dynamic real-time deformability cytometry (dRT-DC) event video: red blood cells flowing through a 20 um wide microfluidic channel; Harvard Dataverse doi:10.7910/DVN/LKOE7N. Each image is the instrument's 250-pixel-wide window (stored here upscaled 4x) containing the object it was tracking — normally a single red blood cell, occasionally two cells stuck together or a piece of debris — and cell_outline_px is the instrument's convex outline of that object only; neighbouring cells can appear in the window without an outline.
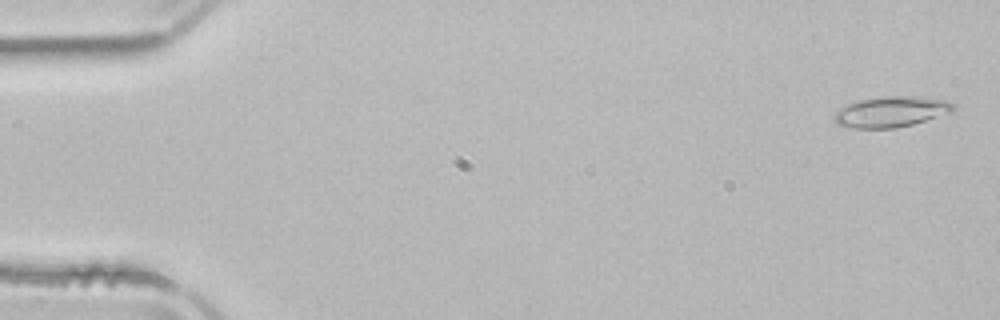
{"species": "common noctule bat (a hibernating species)", "species_latin": "Nyctalus noctula", "temperature_condition": "room temperature", "stored_images_in_passage": 52, "camera_frame_rate_fps": 3000, "um_per_image_px": 0.085, "animal": {"sex": "male", "body_mass_g": 21.5, "forearm_length_mm": 52.0}, "frame": {"image": 1, "passage_image": 2, "time_ms": 0.333, "image_size_px": [1000, 320], "cell_outline_px": [[956, 104], [952, 112], [912, 124], [896, 128], [852, 128], [836, 124], [832, 116], [840, 108], [848, 104], [860, 100], [884, 96], [920, 96], [948, 100]], "centroid_in_image_um": [75.76, 9.49], "position_along_channel_um": 9.2, "area_um2": 21.39}}
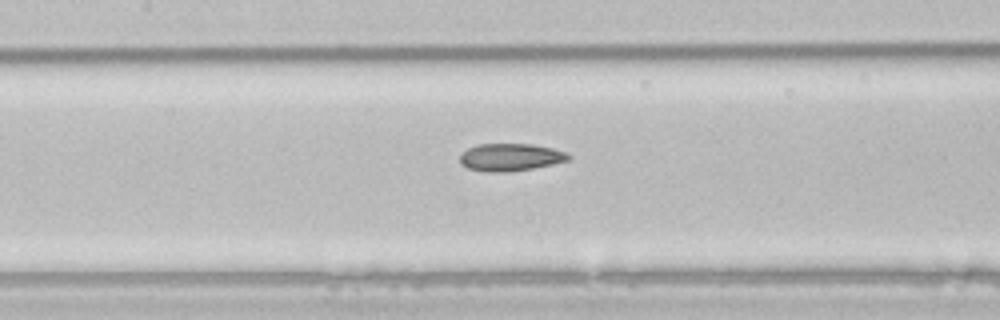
{"frame": {"image": 2, "passage_image": 24, "time_ms": 7.667, "image_size_px": [1000, 320], "cell_outline_px": [[572, 156], [568, 160], [552, 164], [532, 168], [508, 172], [484, 172], [468, 168], [460, 164], [460, 156], [468, 148], [476, 144], [532, 144], [552, 148], [568, 152]], "centroid_in_image_um": [43.39, 13.36], "position_along_channel_um": 164.0, "area_um2": 17.46}}
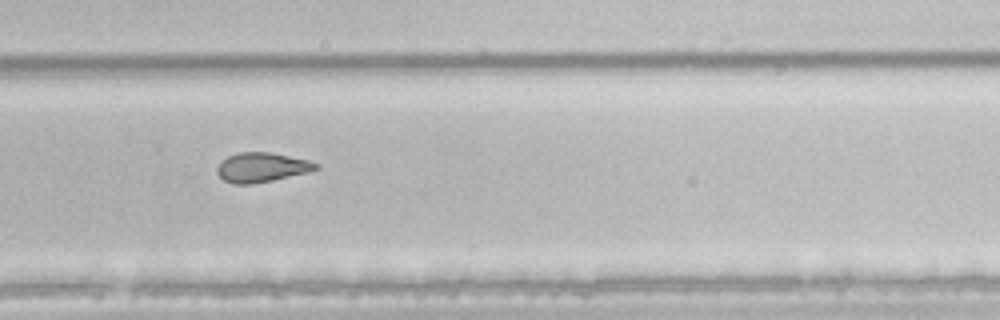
{"frame": {"image": 3, "passage_image": 35, "time_ms": 11.333, "image_size_px": [1000, 320], "cell_outline_px": [[320, 168], [308, 172], [272, 180], [252, 184], [232, 184], [224, 180], [216, 172], [216, 168], [228, 156], [240, 152], [268, 152], [308, 160], [320, 164]], "centroid_in_image_um": [22.25, 14.23], "position_along_channel_um": 307.5, "area_um2": 16.82}, "authors_computed_cell_mechanics": {"area_um2": 19.1896, "velocity_mm_per_s": 3.9321, "shape_relaxation_time_tau1_ms": null, "shape_relaxation_time_tau2_ms": 5.1797, "deformation_change_tau1": null, "deformation_change_tau2": 0.1173}}